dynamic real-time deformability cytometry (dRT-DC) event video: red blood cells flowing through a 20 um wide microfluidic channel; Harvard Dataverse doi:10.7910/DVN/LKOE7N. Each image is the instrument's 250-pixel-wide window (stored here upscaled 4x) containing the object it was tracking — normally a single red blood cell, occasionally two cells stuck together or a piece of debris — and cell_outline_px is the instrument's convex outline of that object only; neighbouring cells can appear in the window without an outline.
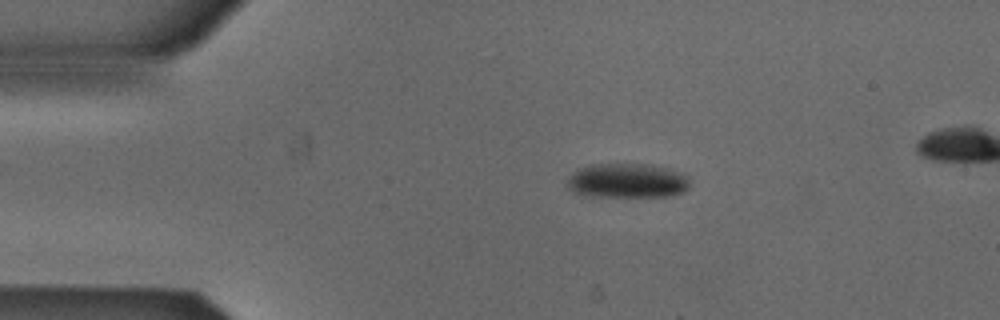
{"species": "Egyptian fruit bat (a non-hibernating species)", "species_latin": "Rousettus aegyptiacus", "temperature_condition": "cold", "stored_images_in_passage": 50, "camera_frame_rate_fps": 3000, "um_per_image_px": 0.085, "animal": {"sex": "male"}, "frame": {"image": 1, "passage_image": 9, "time_ms": 2.667, "image_size_px": [1000, 320], "cell_outline_px": [[688, 188], [684, 192], [668, 196], [592, 196], [576, 192], [568, 188], [568, 180], [580, 168], [592, 164], [648, 164], [668, 168], [680, 172], [688, 176]], "centroid_in_image_um": [53.37, 15.35], "position_along_channel_um": 31.6, "area_um2": 24.33}}
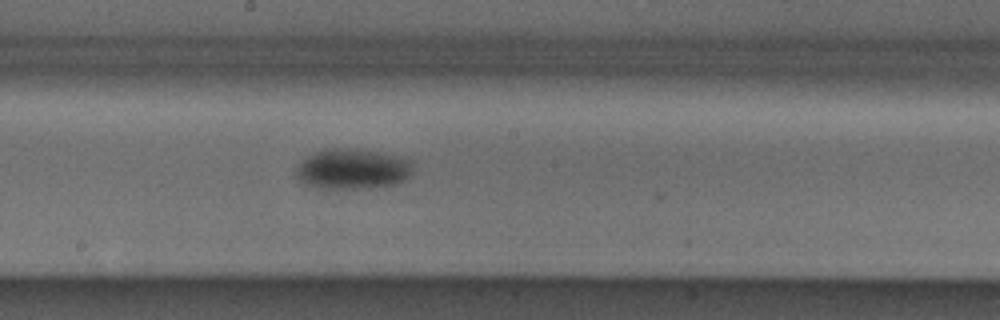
{"frame": {"image": 2, "passage_image": 27, "time_ms": 8.667, "image_size_px": [1000, 320], "cell_outline_px": [[412, 176], [396, 184], [372, 188], [324, 188], [304, 184], [296, 176], [296, 168], [304, 156], [328, 148], [344, 148], [372, 152], [408, 160]], "centroid_in_image_um": [29.88, 14.39], "position_along_channel_um": 218.3, "area_um2": 26.93}}
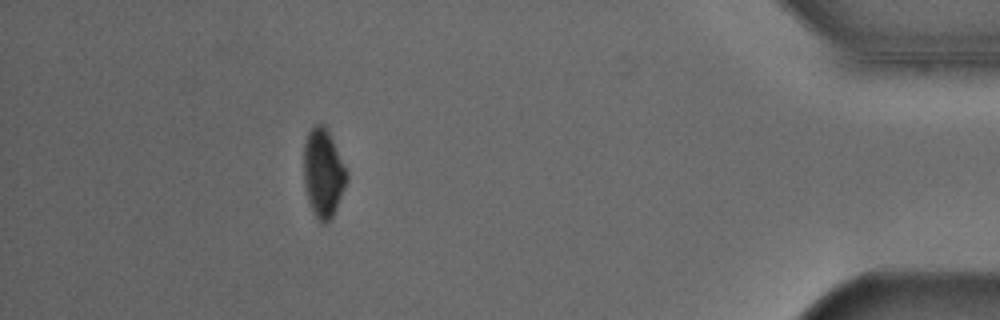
{"frame": {"image": 3, "passage_image": 46, "time_ms": 15.0, "image_size_px": [1000, 320], "cell_outline_px": [[348, 180], [336, 208], [332, 216], [324, 224], [320, 224], [312, 212], [308, 200], [304, 184], [304, 144], [308, 132], [316, 124], [324, 124], [348, 172]], "centroid_in_image_um": [27.47, 14.74], "position_along_channel_um": 407.7, "area_um2": 22.02}, "authors_computed_cell_mechanics": {"area_um2": 25.3164, "velocity_mm_per_s": 3.882, "shape_relaxation_time_tau1_ms": 2.9641, "shape_relaxation_time_tau2_ms": null, "deformation_change_tau1": 0.0632, "deformation_change_tau2": null}}